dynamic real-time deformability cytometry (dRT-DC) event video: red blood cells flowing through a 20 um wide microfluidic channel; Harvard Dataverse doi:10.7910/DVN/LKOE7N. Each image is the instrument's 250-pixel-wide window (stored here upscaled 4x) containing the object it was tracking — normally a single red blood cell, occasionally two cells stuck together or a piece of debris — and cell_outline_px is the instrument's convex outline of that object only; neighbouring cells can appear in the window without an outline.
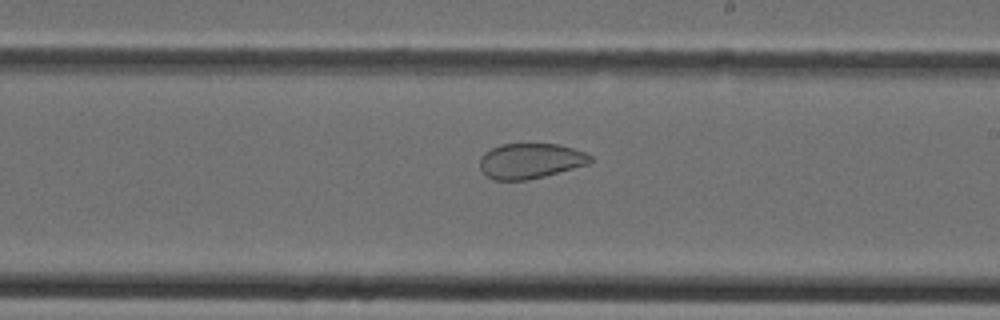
{"species": "Egyptian fruit bat (a non-hibernating species)", "species_latin": "Rousettus aegyptiacus", "temperature_condition": "cold", "stored_images_in_passage": 38, "camera_frame_rate_fps": 3000, "um_per_image_px": 0.085, "animal": {"sex": "female"}, "frame": {"image": 1, "passage_image": 22, "time_ms": 7.0, "image_size_px": [1000, 320], "cell_outline_px": [[592, 160], [588, 164], [544, 176], [528, 180], [492, 180], [480, 168], [480, 156], [484, 152], [500, 144], [560, 144], [584, 152], [592, 156]], "centroid_in_image_um": [45.07, 13.67], "position_along_channel_um": 243.9, "area_um2": 22.66}}